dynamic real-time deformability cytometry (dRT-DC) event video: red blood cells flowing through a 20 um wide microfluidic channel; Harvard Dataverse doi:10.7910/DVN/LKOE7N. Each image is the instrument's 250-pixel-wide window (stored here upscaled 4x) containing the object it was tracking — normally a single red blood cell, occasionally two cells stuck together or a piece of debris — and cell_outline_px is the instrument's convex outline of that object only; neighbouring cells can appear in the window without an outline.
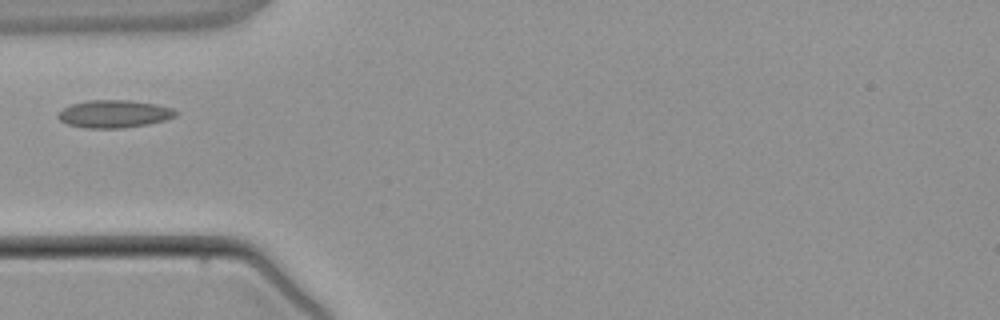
{"species": "common noctule bat (a hibernating species)", "species_latin": "Nyctalus noctula", "temperature_condition": "warm", "stored_images_in_passage": 3, "camera_frame_rate_fps": 3000, "um_per_image_px": 0.085, "animal": {"sex": "male", "body_mass_g": 21.5, "forearm_length_mm": 52.0}, "frame": {"image": 1, "passage_image": 3, "time_ms": 2.333, "image_size_px": [1000, 320], "cell_outline_px": [[176, 116], [164, 120], [148, 124], [124, 128], [84, 128], [68, 124], [60, 120], [56, 116], [56, 112], [72, 104], [88, 100], [128, 100], [156, 104], [172, 108], [176, 112]], "centroid_in_image_um": [9.66, 9.68], "position_along_channel_um": 75.3, "area_um2": 18.96}}